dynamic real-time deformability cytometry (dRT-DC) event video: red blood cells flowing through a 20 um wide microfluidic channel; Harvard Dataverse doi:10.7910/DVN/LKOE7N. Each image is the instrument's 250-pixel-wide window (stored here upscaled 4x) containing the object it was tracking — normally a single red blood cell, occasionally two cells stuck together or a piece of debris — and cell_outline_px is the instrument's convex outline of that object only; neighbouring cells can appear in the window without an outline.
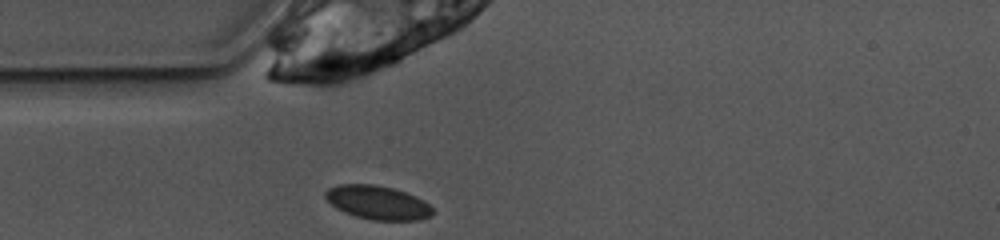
{"species": "common noctule bat (a hibernating species)", "species_latin": "Nyctalus noctula", "temperature_condition": "warm", "stored_images_in_passage": 39, "camera_frame_rate_fps": 3000, "um_per_image_px": 0.085, "animal": {"sex": "female", "body_mass_g": 10.0, "forearm_length_mm": 53.1}, "frame": {"image": 1, "passage_image": 1, "time_ms": 0.0, "image_size_px": [1000, 240], "cell_outline_px": [[432, 216], [420, 220], [372, 220], [356, 216], [344, 212], [336, 208], [324, 196], [324, 192], [328, 188], [336, 184], [376, 184], [392, 188], [416, 196], [424, 200], [432, 208]], "centroid_in_image_um": [32.09, 17.21], "position_along_channel_um": 52.9, "area_um2": 21.15}}
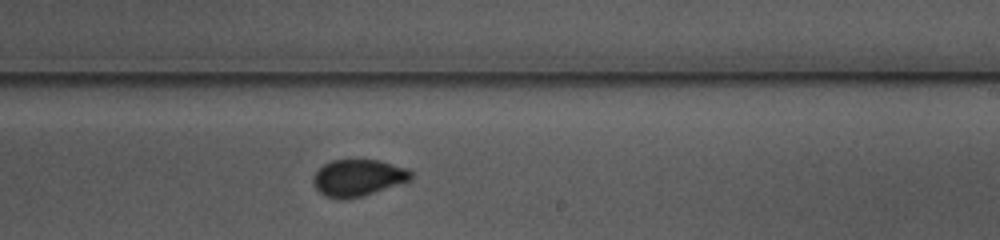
{"frame": {"image": 2, "passage_image": 17, "time_ms": 5.333, "image_size_px": [1000, 240], "cell_outline_px": [[412, 180], [364, 196], [344, 200], [324, 196], [316, 188], [312, 180], [316, 172], [324, 164], [332, 160], [380, 160], [408, 168], [412, 172]], "centroid_in_image_um": [30.47, 15.12], "position_along_channel_um": 258.5, "area_um2": 21.1}}
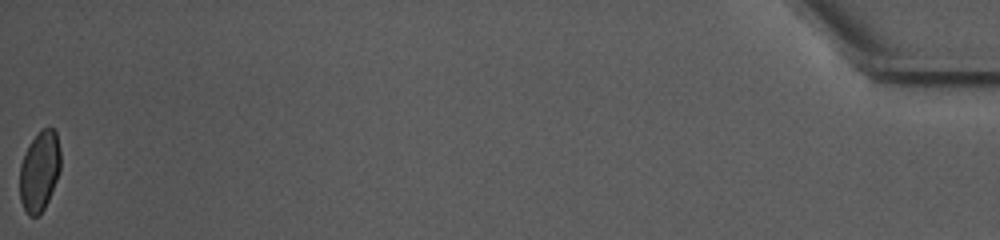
{"frame": {"image": 3, "passage_image": 39, "time_ms": 12.667, "image_size_px": [1000, 240], "cell_outline_px": [[60, 168], [56, 180], [48, 200], [44, 208], [36, 216], [28, 216], [20, 200], [20, 164], [28, 144], [44, 128], [52, 128], [56, 132], [60, 148]], "centroid_in_image_um": [3.35, 14.54], "position_along_channel_um": 431.9, "area_um2": 18.84}, "authors_computed_cell_mechanics": {"area_um2": 20.4612, "velocity_mm_per_s": 3.8726, "shape_relaxation_time_tau1_ms": 2.57, "shape_relaxation_time_tau2_ms": null, "deformation_change_tau1": 0.0792, "deformation_change_tau2": null}}